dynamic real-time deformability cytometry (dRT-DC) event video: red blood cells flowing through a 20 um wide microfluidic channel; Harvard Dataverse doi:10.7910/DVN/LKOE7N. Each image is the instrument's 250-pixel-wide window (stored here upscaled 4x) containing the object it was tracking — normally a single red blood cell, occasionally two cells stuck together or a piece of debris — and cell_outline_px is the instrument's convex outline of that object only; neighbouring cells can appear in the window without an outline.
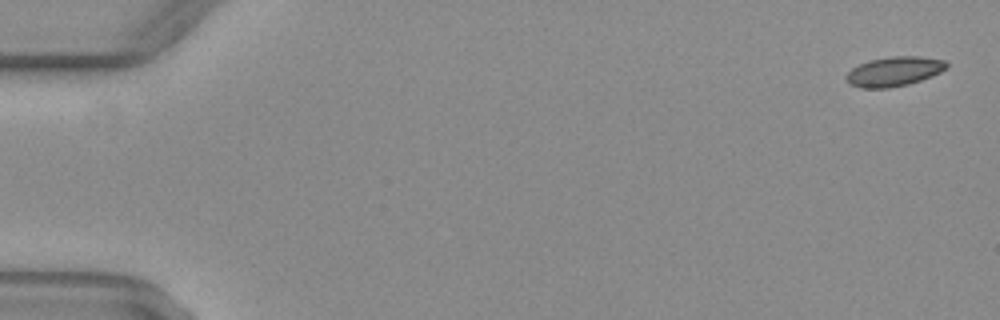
{"species": "common noctule bat (a hibernating species)", "species_latin": "Nyctalus noctula", "temperature_condition": "warm", "stored_images_in_passage": 15, "camera_frame_rate_fps": 3000, "um_per_image_px": 0.085, "animal": {"sex": "female", "body_mass_g": 29.2, "forearm_length_mm": 56.3}, "frame": {"image": 1, "passage_image": 2, "time_ms": 0.333, "image_size_px": [1000, 320], "cell_outline_px": [[948, 68], [932, 76], [908, 84], [888, 88], [860, 88], [848, 84], [844, 76], [852, 68], [868, 60], [892, 56], [920, 56], [944, 60], [948, 64]], "centroid_in_image_um": [75.98, 6.07], "position_along_channel_um": 9.0, "area_um2": 17.4}}